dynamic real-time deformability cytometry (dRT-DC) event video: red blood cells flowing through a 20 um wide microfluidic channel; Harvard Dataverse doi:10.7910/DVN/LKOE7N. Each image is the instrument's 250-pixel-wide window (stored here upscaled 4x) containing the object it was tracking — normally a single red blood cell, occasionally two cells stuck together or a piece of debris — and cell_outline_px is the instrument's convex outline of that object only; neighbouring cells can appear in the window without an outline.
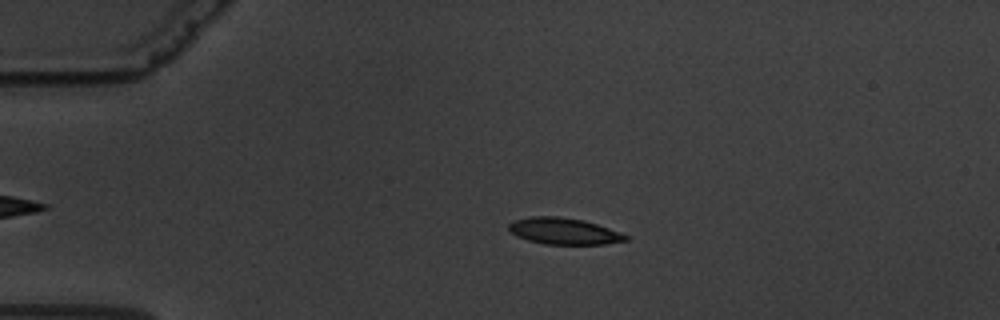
{"species": "common noctule bat (a hibernating species)", "species_latin": "Nyctalus noctula", "temperature_condition": "warm", "stored_images_in_passage": 54, "camera_frame_rate_fps": 3000, "um_per_image_px": 0.085, "animal": {"sex": "male", "body_mass_g": 19.5, "forearm_length_mm": 54.6}, "frame": {"image": 1, "passage_image": 14, "time_ms": 4.333, "image_size_px": [1000, 320], "cell_outline_px": [[628, 240], [604, 244], [544, 244], [528, 240], [516, 236], [508, 228], [508, 224], [512, 220], [528, 216], [560, 216], [584, 220], [608, 228], [628, 236]], "centroid_in_image_um": [47.87, 19.63], "position_along_channel_um": 37.1, "area_um2": 18.03}}
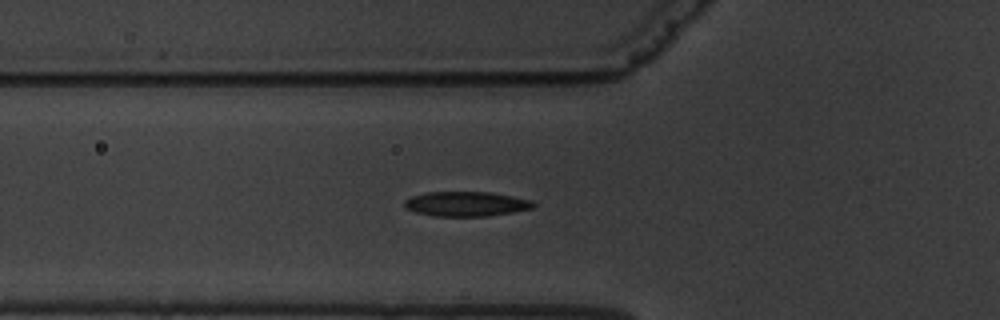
{"frame": {"image": 2, "passage_image": 22, "time_ms": 7.0, "image_size_px": [1000, 320], "cell_outline_px": [[536, 204], [532, 208], [512, 212], [488, 216], [432, 216], [416, 212], [404, 208], [404, 200], [412, 196], [428, 192], [488, 192], [512, 196], [532, 200]], "centroid_in_image_um": [39.6, 17.33], "position_along_channel_um": 86.2, "area_um2": 18.55}}
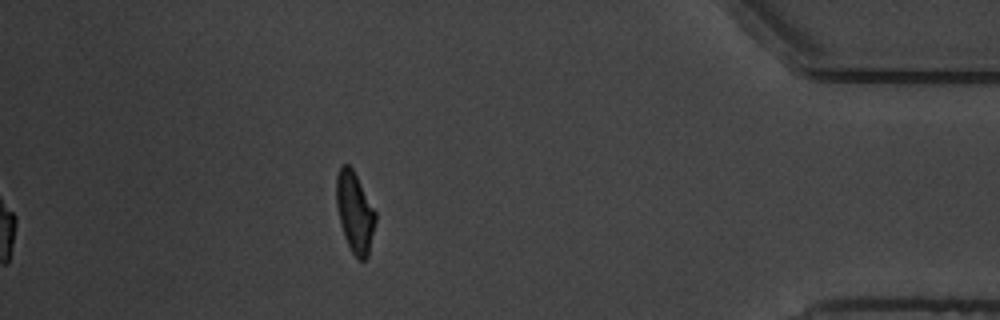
{"frame": {"image": 3, "passage_image": 54, "time_ms": 17.667, "image_size_px": [1000, 320], "cell_outline_px": [[376, 220], [368, 256], [364, 260], [360, 260], [352, 252], [344, 236], [340, 224], [336, 204], [336, 176], [340, 164], [348, 164], [352, 168], [376, 212]], "centroid_in_image_um": [30.14, 18.02], "position_along_channel_um": 405.1, "area_um2": 18.32}, "authors_computed_cell_mechanics": {"area_um2": 18.7272, "velocity_mm_per_s": 3.3761, "shape_relaxation_time_tau1_ms": 4.236, "shape_relaxation_time_tau2_ms": 1.4552, "deformation_change_tau1": 0.1729, "deformation_change_tau2": 0.0783}}